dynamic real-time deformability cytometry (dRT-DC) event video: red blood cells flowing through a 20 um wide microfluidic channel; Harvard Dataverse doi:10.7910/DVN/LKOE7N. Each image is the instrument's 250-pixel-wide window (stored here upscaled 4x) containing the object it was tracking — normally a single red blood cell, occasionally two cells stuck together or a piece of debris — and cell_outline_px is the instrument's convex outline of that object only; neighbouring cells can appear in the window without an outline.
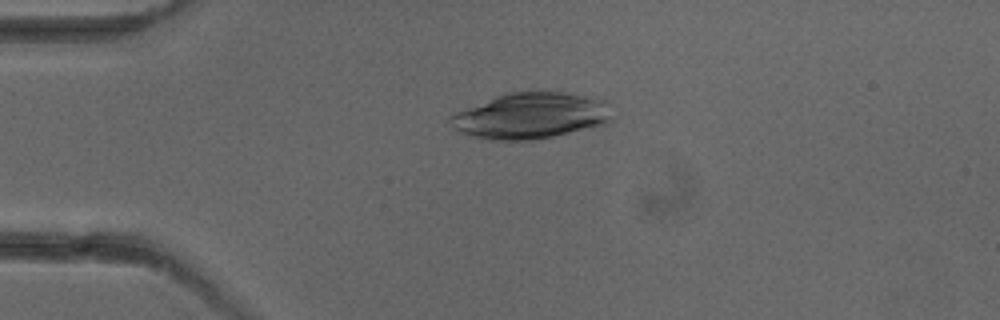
{"species": "common noctule bat (a hibernating species)", "species_latin": "Nyctalus noctula", "temperature_condition": "cold", "stored_images_in_passage": 6, "camera_frame_rate_fps": 3000, "um_per_image_px": 0.085, "animal": {"sex": "female"}, "frame": {"image": 1, "passage_image": 4, "time_ms": 3.333, "image_size_px": [1000, 320], "cell_outline_px": [[612, 120], [608, 124], [552, 136], [532, 140], [488, 140], [472, 136], [460, 132], [448, 120], [448, 116], [456, 112], [496, 96], [508, 92], [564, 92], [596, 96], [604, 100], [612, 116]], "centroid_in_image_um": [45.15, 9.83], "position_along_channel_um": 39.8, "area_um2": 43.41}}
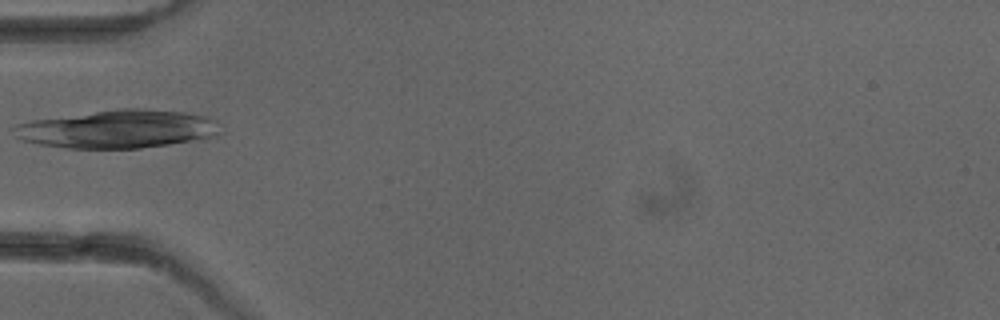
{"frame": {"image": 2, "passage_image": 5, "time_ms": 5.0, "image_size_px": [1000, 320], "cell_outline_px": [[220, 132], [216, 136], [168, 144], [140, 148], [64, 148], [40, 144], [24, 140], [16, 136], [12, 128], [16, 124], [32, 120], [116, 108], [140, 108], [184, 112], [208, 116], [216, 120]], "centroid_in_image_um": [10.02, 10.95], "position_along_channel_um": 75.0, "area_um2": 45.89}}
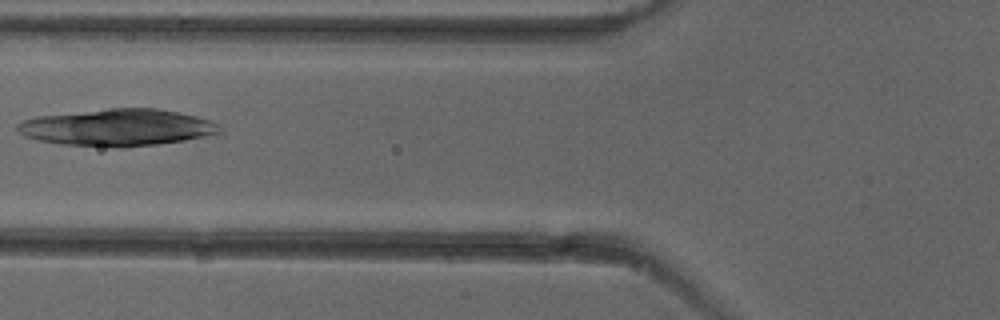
{"frame": {"image": 3, "passage_image": 6, "time_ms": 6.0, "image_size_px": [1000, 320], "cell_outline_px": [[220, 132], [216, 136], [156, 144], [116, 148], [112, 148], [64, 144], [40, 140], [24, 136], [16, 128], [16, 124], [20, 120], [36, 116], [108, 108], [156, 108], [196, 116], [220, 124]], "centroid_in_image_um": [9.99, 10.84], "position_along_channel_um": 115.8, "area_um2": 43.81}}